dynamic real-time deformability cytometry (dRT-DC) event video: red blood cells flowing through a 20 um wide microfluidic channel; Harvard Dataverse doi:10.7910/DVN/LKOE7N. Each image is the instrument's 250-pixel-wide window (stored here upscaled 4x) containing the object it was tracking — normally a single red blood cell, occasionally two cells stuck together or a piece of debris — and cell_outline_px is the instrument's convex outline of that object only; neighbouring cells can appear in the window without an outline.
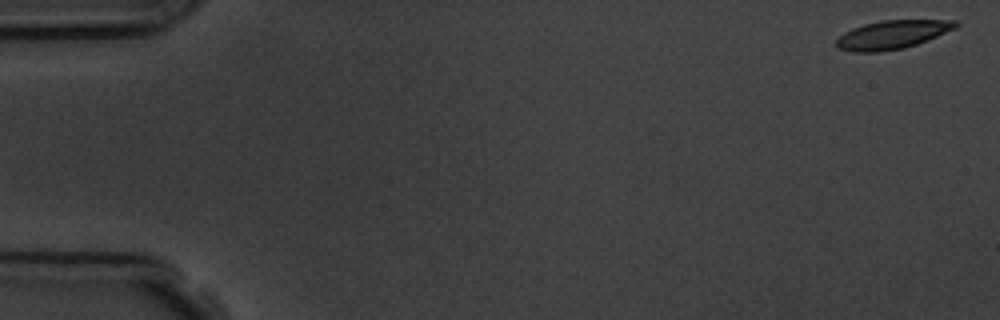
{"species": "common noctule bat (a hibernating species)", "species_latin": "Nyctalus noctula", "temperature_condition": "room temperature", "stored_images_in_passage": 9, "camera_frame_rate_fps": 3000, "um_per_image_px": 0.085, "animal": {"sex": "male", "body_mass_g": 19.5, "forearm_length_mm": 54.6}, "frame": {"image": 1, "passage_image": 1, "time_ms": 0.0, "image_size_px": [1000, 320], "cell_outline_px": [[960, 24], [956, 28], [928, 40], [904, 48], [880, 52], [852, 52], [836, 48], [836, 40], [844, 32], [852, 28], [864, 24], [880, 20], [956, 20]], "centroid_in_image_um": [75.83, 2.95], "position_along_channel_um": 9.2, "area_um2": 20.0}}